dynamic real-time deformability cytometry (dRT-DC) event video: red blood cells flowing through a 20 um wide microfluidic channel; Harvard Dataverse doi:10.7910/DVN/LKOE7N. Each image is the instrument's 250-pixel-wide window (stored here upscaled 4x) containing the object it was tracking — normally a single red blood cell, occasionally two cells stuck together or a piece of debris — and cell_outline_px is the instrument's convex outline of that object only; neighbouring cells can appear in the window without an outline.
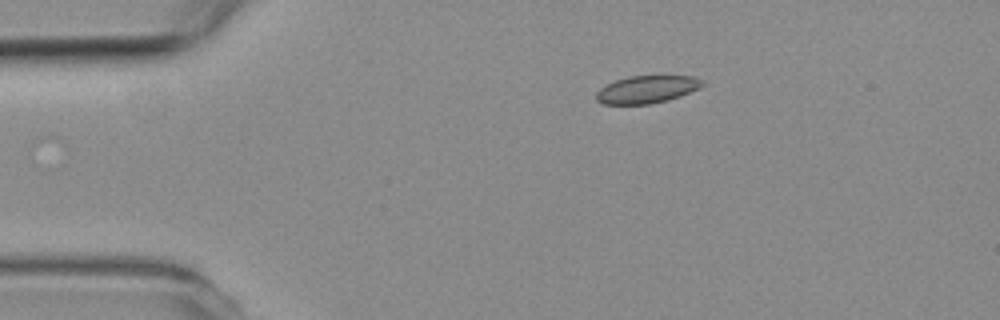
{"species": "common noctule bat (a hibernating species)", "species_latin": "Nyctalus noctula", "temperature_condition": "room temperature", "stored_images_in_passage": 45, "camera_frame_rate_fps": 3000, "um_per_image_px": 0.085, "animal": {"sex": "female", "body_mass_g": 19.3, "forearm_length_mm": 54.1}, "frame": {"image": 1, "passage_image": 1, "time_ms": 0.0, "image_size_px": [1000, 320], "cell_outline_px": [[704, 84], [700, 88], [680, 96], [668, 100], [648, 104], [604, 104], [596, 100], [596, 92], [600, 88], [616, 80], [628, 76], [692, 76], [704, 80]], "centroid_in_image_um": [55.0, 7.6], "position_along_channel_um": 30.0, "area_um2": 16.99}}
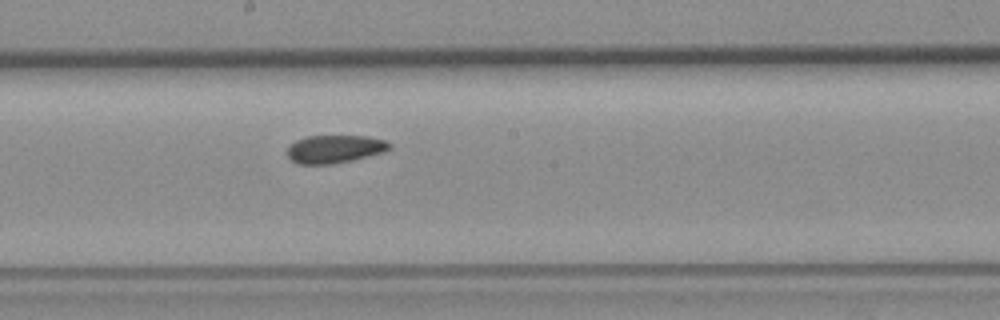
{"frame": {"image": 2, "passage_image": 20, "time_ms": 6.333, "image_size_px": [1000, 320], "cell_outline_px": [[392, 148], [384, 152], [352, 160], [332, 164], [296, 164], [288, 156], [288, 144], [296, 140], [308, 136], [368, 136], [384, 140], [392, 144]], "centroid_in_image_um": [28.45, 12.66], "position_along_channel_um": 219.7, "area_um2": 16.76}}
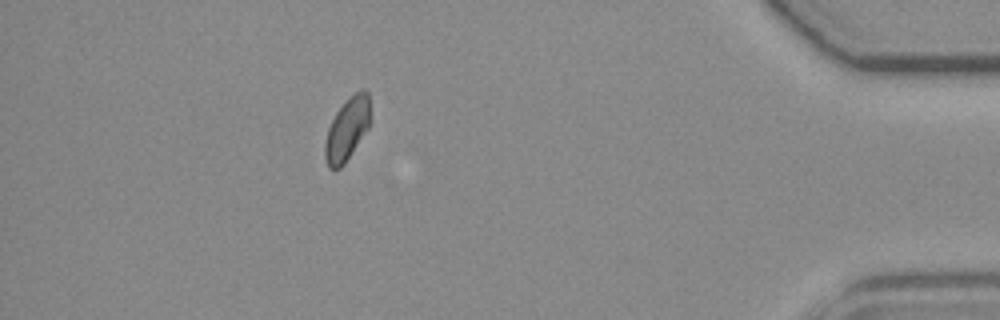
{"frame": {"image": 3, "passage_image": 39, "time_ms": 12.667, "image_size_px": [1000, 320], "cell_outline_px": [[372, 120], [368, 128], [344, 164], [340, 168], [328, 168], [324, 156], [324, 144], [328, 128], [336, 112], [360, 88], [364, 88], [368, 92]], "centroid_in_image_um": [29.53, 10.97], "position_along_channel_um": 405.7, "area_um2": 16.53}, "authors_computed_cell_mechanics": {"area_um2": 17.1088, "velocity_mm_per_s": 3.7876, "shape_relaxation_time_tau1_ms": null, "shape_relaxation_time_tau2_ms": 5.8075, "deformation_change_tau1": null, "deformation_change_tau2": 0.0978}}